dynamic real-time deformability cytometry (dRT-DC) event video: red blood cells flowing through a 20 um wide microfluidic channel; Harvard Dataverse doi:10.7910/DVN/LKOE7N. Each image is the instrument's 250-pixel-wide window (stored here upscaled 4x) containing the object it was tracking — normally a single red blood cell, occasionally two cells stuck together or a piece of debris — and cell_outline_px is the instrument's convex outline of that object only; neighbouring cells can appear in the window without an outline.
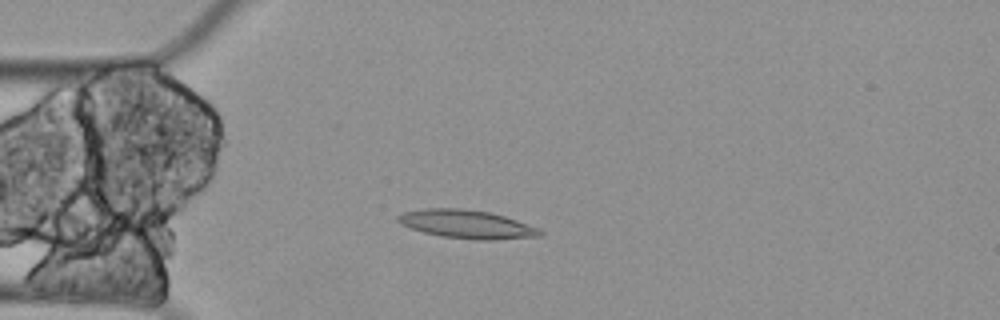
{"species": "Egyptian fruit bat (a non-hibernating species)", "species_latin": "Rousettus aegyptiacus", "temperature_condition": "cold", "stored_images_in_passage": 5, "camera_frame_rate_fps": 3000, "um_per_image_px": 0.085, "animal": {"sex": "female"}, "frame": {"image": 1, "passage_image": 5, "time_ms": 1.333, "image_size_px": [1000, 320], "cell_outline_px": [[544, 232], [540, 236], [496, 240], [480, 240], [444, 236], [424, 232], [400, 224], [396, 220], [396, 216], [404, 212], [424, 208], [460, 208], [488, 212], [504, 216], [540, 228]], "centroid_in_image_um": [39.69, 19.05], "position_along_channel_um": 45.3, "area_um2": 23.41}}